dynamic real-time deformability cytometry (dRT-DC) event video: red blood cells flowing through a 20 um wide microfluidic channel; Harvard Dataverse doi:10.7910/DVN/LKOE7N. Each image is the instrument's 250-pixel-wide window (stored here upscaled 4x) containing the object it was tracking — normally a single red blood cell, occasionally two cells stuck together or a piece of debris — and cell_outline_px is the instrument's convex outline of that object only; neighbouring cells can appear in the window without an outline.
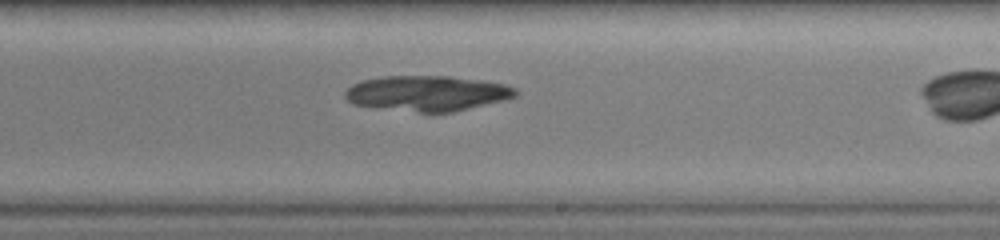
{"species": "common noctule bat (a hibernating species)", "species_latin": "Nyctalus noctula", "temperature_condition": "warm", "stored_images_in_passage": 29, "camera_frame_rate_fps": 3000, "um_per_image_px": 0.085, "animal": {"sex": "female", "body_mass_g": 19.0, "forearm_length_mm": 51.5}, "frame": {"image": 1, "passage_image": 17, "time_ms": 3.667, "image_size_px": [1000, 240], "cell_outline_px": [[520, 92], [516, 96], [504, 100], [452, 112], [420, 112], [352, 104], [344, 96], [344, 92], [352, 84], [364, 80], [384, 76], [448, 76], [480, 80], [504, 84], [516, 88]], "centroid_in_image_um": [36.33, 7.92], "position_along_channel_um": 252.7, "area_um2": 34.85}}
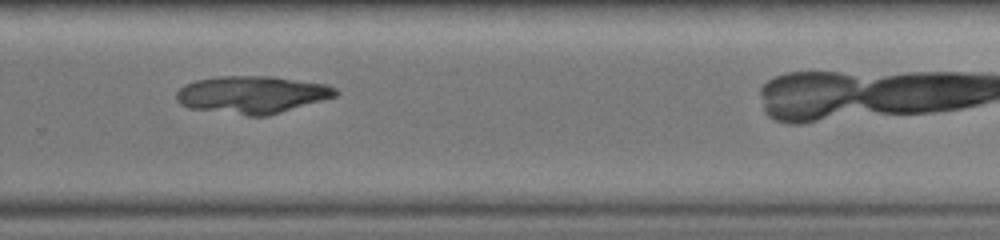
{"frame": {"image": 2, "passage_image": 21, "time_ms": 4.667, "image_size_px": [1000, 240], "cell_outline_px": [[340, 92], [336, 96], [268, 116], [248, 116], [192, 108], [180, 104], [176, 100], [176, 92], [184, 84], [196, 80], [220, 76], [272, 76], [328, 84], [336, 88]], "centroid_in_image_um": [21.44, 8.04], "position_along_channel_um": 308.4, "area_um2": 34.8}}
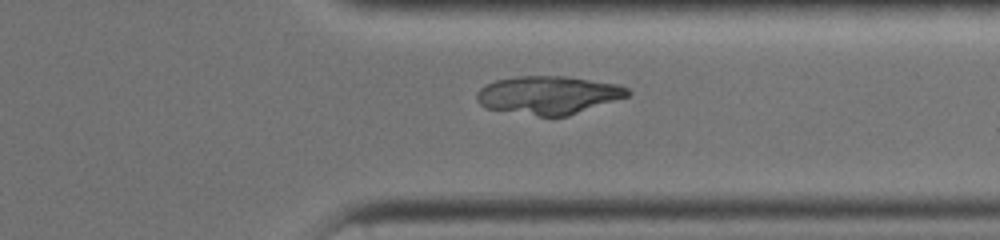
{"frame": {"image": 3, "passage_image": 26, "time_ms": 5.667, "image_size_px": [1000, 240], "cell_outline_px": [[628, 96], [568, 116], [540, 116], [488, 108], [480, 104], [476, 100], [476, 92], [484, 84], [496, 80], [512, 76], [568, 76], [620, 84], [628, 88]], "centroid_in_image_um": [46.6, 8.06], "position_along_channel_um": 364.8, "area_um2": 33.58}}